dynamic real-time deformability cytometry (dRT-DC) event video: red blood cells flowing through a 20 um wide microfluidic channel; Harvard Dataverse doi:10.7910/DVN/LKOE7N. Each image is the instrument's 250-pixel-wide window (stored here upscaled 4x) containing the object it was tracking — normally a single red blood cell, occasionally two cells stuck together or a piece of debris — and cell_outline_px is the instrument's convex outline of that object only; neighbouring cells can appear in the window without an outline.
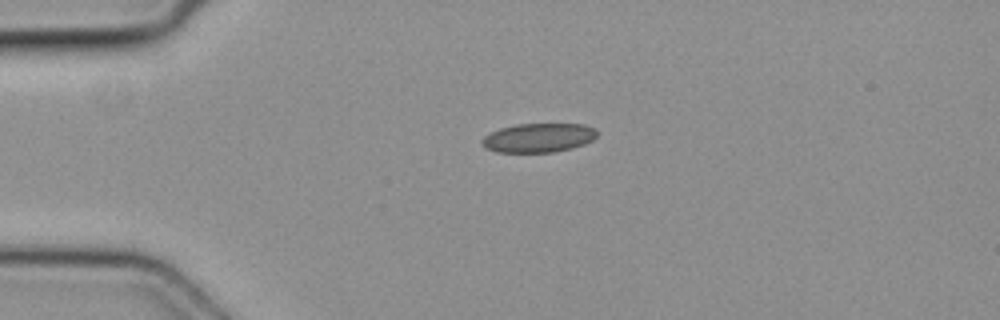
{"species": "common noctule bat (a hibernating species)", "species_latin": "Nyctalus noctula", "temperature_condition": "cold", "stored_images_in_passage": 4, "camera_frame_rate_fps": 3000, "um_per_image_px": 0.085, "animal": {"sex": "female", "body_mass_g": 19.3, "forearm_length_mm": 54.1}, "frame": {"image": 1, "passage_image": 1, "time_ms": 0.0, "image_size_px": [1000, 320], "cell_outline_px": [[596, 136], [592, 140], [584, 144], [572, 148], [552, 152], [496, 152], [484, 148], [480, 140], [484, 136], [500, 128], [516, 124], [584, 124], [596, 128]], "centroid_in_image_um": [45.75, 11.71], "position_along_channel_um": 39.2, "area_um2": 19.54}}
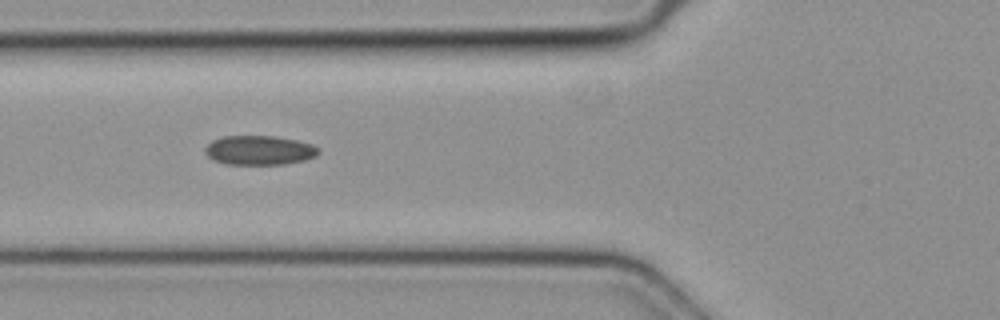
{"frame": {"image": 2, "passage_image": 3, "time_ms": 0.667, "image_size_px": [1000, 320], "cell_outline_px": [[320, 152], [316, 156], [304, 160], [284, 164], [224, 164], [212, 160], [204, 152], [204, 148], [212, 140], [224, 136], [272, 136], [296, 140], [312, 144]], "centroid_in_image_um": [22.0, 12.77], "position_along_channel_um": 103.8, "area_um2": 19.36}}
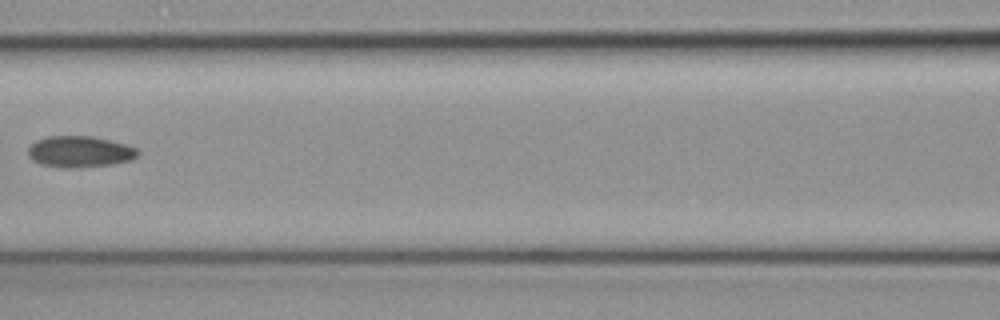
{"frame": {"image": 3, "passage_image": 4, "time_ms": 1.0, "image_size_px": [1000, 320], "cell_outline_px": [[140, 152], [132, 160], [112, 164], [72, 168], [60, 168], [40, 164], [32, 160], [28, 156], [28, 148], [36, 140], [48, 136], [92, 136], [124, 144], [136, 148]], "centroid_in_image_um": [6.75, 12.9], "position_along_channel_um": 159.9, "area_um2": 20.0}}